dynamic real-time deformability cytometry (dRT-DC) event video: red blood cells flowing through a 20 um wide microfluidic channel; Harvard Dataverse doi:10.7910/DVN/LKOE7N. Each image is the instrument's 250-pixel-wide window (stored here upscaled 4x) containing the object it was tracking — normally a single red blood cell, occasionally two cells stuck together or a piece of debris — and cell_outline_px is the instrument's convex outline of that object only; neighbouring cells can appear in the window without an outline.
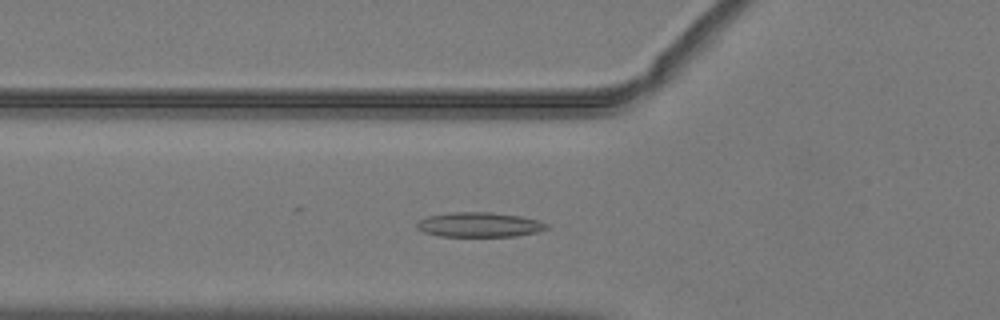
{"species": "common noctule bat (a hibernating species)", "species_latin": "Nyctalus noctula", "temperature_condition": "warm", "stored_images_in_passage": 35, "camera_frame_rate_fps": 3000, "um_per_image_px": 0.085, "animal": {"sex": "male", "body_mass_g": 19.2, "forearm_length_mm": 51.8}, "frame": {"image": 1, "passage_image": 2, "time_ms": 0.333, "image_size_px": [1000, 320], "cell_outline_px": [[548, 228], [536, 232], [516, 236], [440, 236], [424, 232], [416, 228], [416, 224], [420, 220], [428, 216], [452, 212], [492, 212], [520, 216], [540, 220], [548, 224]], "centroid_in_image_um": [40.76, 19.09], "position_along_channel_um": 85.0, "area_um2": 18.67}}
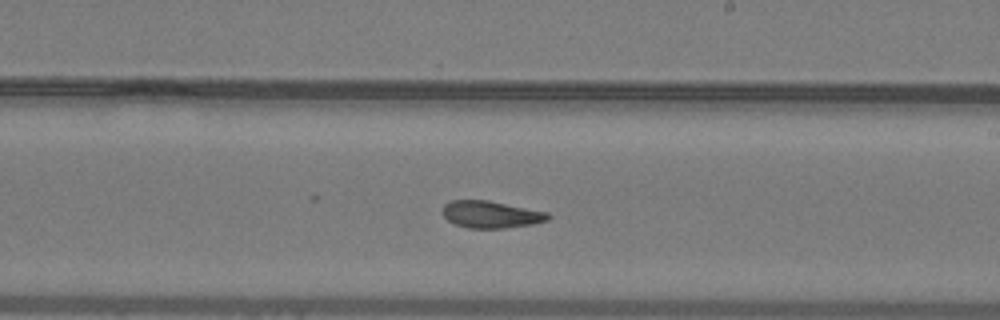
{"frame": {"image": 2, "passage_image": 14, "time_ms": 4.333, "image_size_px": [1000, 320], "cell_outline_px": [[552, 216], [548, 220], [532, 224], [504, 228], [468, 228], [456, 224], [448, 220], [444, 216], [444, 204], [452, 200], [488, 200], [548, 212]], "centroid_in_image_um": [41.76, 18.22], "position_along_channel_um": 247.2, "area_um2": 16.53}}
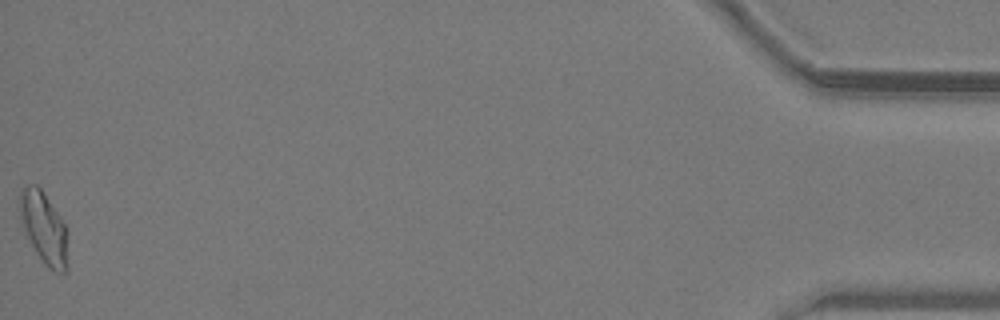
{"frame": {"image": 3, "passage_image": 35, "time_ms": 11.333, "image_size_px": [1000, 320], "cell_outline_px": [[68, 268], [64, 272], [52, 272], [44, 264], [36, 252], [24, 228], [20, 216], [20, 192], [28, 184], [36, 184], [40, 188], [64, 224]], "centroid_in_image_um": [3.73, 19.4], "position_along_channel_um": 431.5, "area_um2": 19.31}, "authors_computed_cell_mechanics": {"area_um2": 17.2822, "velocity_mm_per_s": 4.0377, "shape_relaxation_time_tau1_ms": null, "shape_relaxation_time_tau2_ms": 1.6622, "deformation_change_tau1": null, "deformation_change_tau2": 0.0694}}